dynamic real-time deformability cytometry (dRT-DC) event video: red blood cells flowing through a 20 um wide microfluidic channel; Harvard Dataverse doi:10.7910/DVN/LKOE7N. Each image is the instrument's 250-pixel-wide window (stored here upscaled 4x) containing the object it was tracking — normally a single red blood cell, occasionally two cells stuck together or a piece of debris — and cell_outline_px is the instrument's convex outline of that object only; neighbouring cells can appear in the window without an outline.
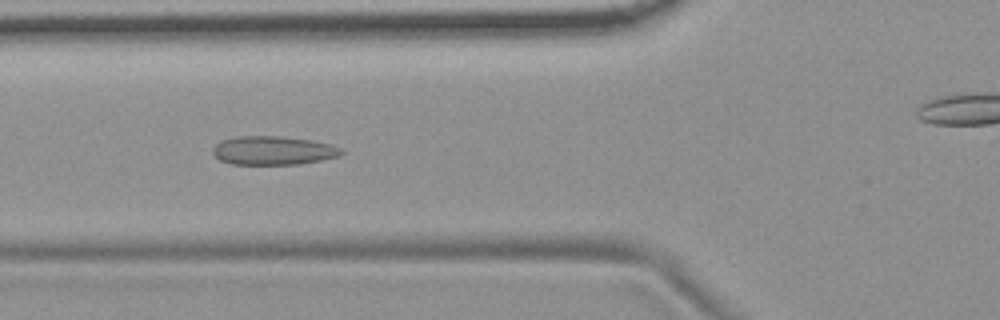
{"species": "common noctule bat (a hibernating species)", "species_latin": "Nyctalus noctula", "temperature_condition": "room temperature", "stored_images_in_passage": 9, "camera_frame_rate_fps": 3000, "um_per_image_px": 0.085, "animal": {"sex": "female", "body_mass_g": 19.9}, "frame": {"image": 1, "passage_image": 6, "time_ms": 5.667, "image_size_px": [1000, 320], "cell_outline_px": [[344, 152], [340, 156], [320, 160], [296, 164], [232, 164], [220, 160], [212, 152], [212, 148], [220, 140], [236, 136], [280, 136], [312, 140], [332, 144], [340, 148]], "centroid_in_image_um": [23.21, 12.78], "position_along_channel_um": 102.6, "area_um2": 21.56}}
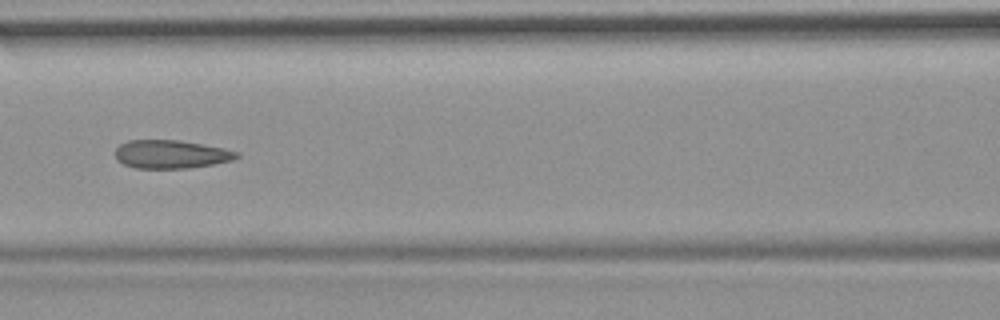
{"frame": {"image": 2, "passage_image": 7, "time_ms": 7.0, "image_size_px": [1000, 320], "cell_outline_px": [[240, 156], [232, 160], [212, 164], [188, 168], [136, 168], [124, 164], [116, 160], [116, 148], [120, 144], [128, 140], [180, 140], [224, 148], [240, 152]], "centroid_in_image_um": [14.54, 13.1], "position_along_channel_um": 152.1, "area_um2": 20.06}}
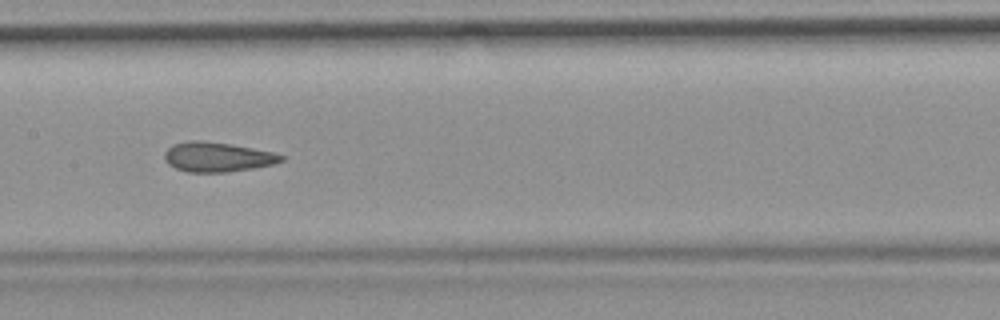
{"frame": {"image": 3, "passage_image": 8, "time_ms": 8.0, "image_size_px": [1000, 320], "cell_outline_px": [[284, 160], [272, 164], [252, 168], [228, 172], [188, 172], [176, 168], [168, 164], [164, 160], [164, 152], [172, 144], [188, 140], [196, 140], [232, 144], [272, 152], [284, 156]], "centroid_in_image_um": [18.43, 13.34], "position_along_channel_um": 189.0, "area_um2": 20.11}}